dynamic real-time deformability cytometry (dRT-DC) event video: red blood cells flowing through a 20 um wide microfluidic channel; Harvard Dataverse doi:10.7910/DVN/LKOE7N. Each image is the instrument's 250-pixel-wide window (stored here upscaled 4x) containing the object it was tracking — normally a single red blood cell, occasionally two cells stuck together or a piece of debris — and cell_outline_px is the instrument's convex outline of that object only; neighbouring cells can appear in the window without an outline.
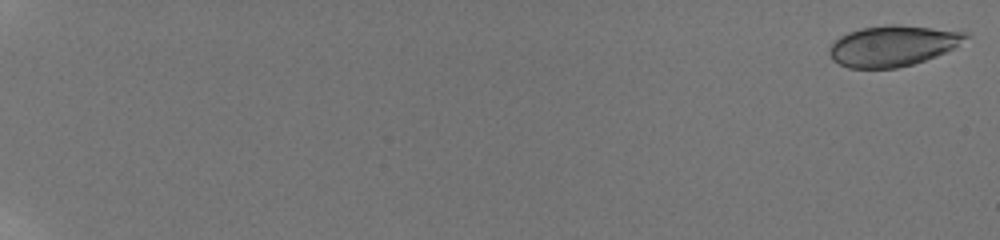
{"species": "human", "species_latin": "Homo sapiens", "temperature_condition": "room temperature", "stored_images_in_passage": 9, "camera_frame_rate_fps": 3000, "um_per_image_px": 0.085, "donor": {"sex": "male"}, "frame": {"image": 1, "passage_image": 1, "time_ms": 0.0, "image_size_px": [1000, 240], "cell_outline_px": [[972, 36], [952, 48], [936, 56], [912, 64], [896, 68], [848, 68], [832, 60], [828, 52], [828, 48], [840, 36], [848, 32], [860, 28], [888, 24], [896, 24], [968, 32]], "centroid_in_image_um": [75.87, 3.89], "position_along_channel_um": 9.1, "area_um2": 32.31}}
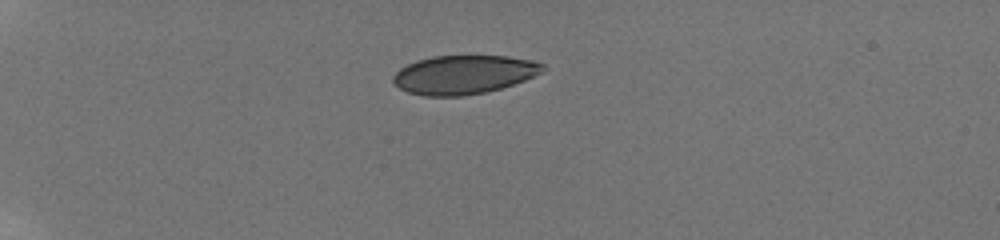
{"frame": {"image": 2, "passage_image": 7, "time_ms": 6.0, "image_size_px": [1000, 240], "cell_outline_px": [[544, 72], [524, 80], [500, 88], [484, 92], [464, 96], [424, 96], [408, 92], [400, 88], [392, 80], [392, 76], [400, 68], [416, 60], [432, 56], [508, 56], [532, 60], [544, 64]], "centroid_in_image_um": [39.42, 6.34], "position_along_channel_um": 45.6, "area_um2": 33.76}}